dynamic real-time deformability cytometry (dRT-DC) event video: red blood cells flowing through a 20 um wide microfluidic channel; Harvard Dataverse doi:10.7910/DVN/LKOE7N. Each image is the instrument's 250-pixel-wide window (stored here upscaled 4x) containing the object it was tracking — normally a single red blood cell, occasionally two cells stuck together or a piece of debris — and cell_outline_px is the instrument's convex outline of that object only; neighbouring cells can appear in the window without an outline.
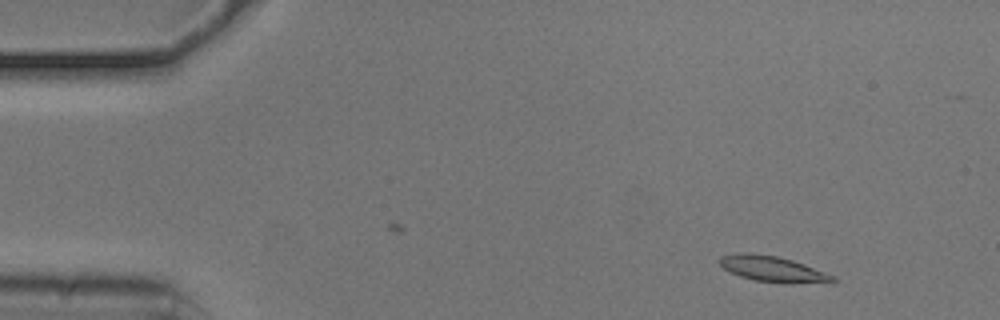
{"species": "common noctule bat (a hibernating species)", "species_latin": "Nyctalus noctula", "temperature_condition": "cold", "stored_images_in_passage": 41, "camera_frame_rate_fps": 3000, "um_per_image_px": 0.085, "animal": {"sex": "male", "body_mass_g": 20.5, "forearm_length_mm": 52.5}, "frame": {"image": 1, "passage_image": 4, "time_ms": 1.0, "image_size_px": [1000, 320], "cell_outline_px": [[836, 280], [792, 284], [756, 280], [740, 276], [724, 268], [720, 264], [720, 256], [740, 252], [752, 252], [776, 256], [792, 260], [804, 264], [832, 276]], "centroid_in_image_um": [65.59, 22.84], "position_along_channel_um": 19.4, "area_um2": 16.47}}
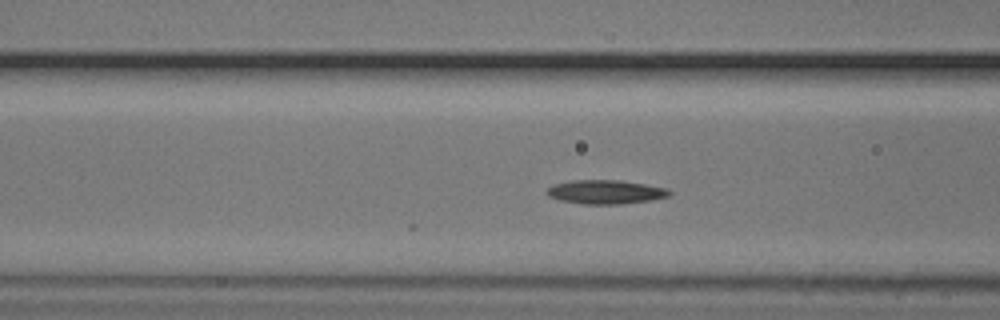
{"frame": {"image": 2, "passage_image": 19, "time_ms": 6.0, "image_size_px": [1000, 320], "cell_outline_px": [[672, 192], [668, 196], [652, 200], [620, 204], [584, 204], [560, 200], [548, 196], [544, 192], [552, 184], [572, 180], [620, 180], [668, 188]], "centroid_in_image_um": [51.45, 16.31], "position_along_channel_um": 115.2, "area_um2": 17.17}}
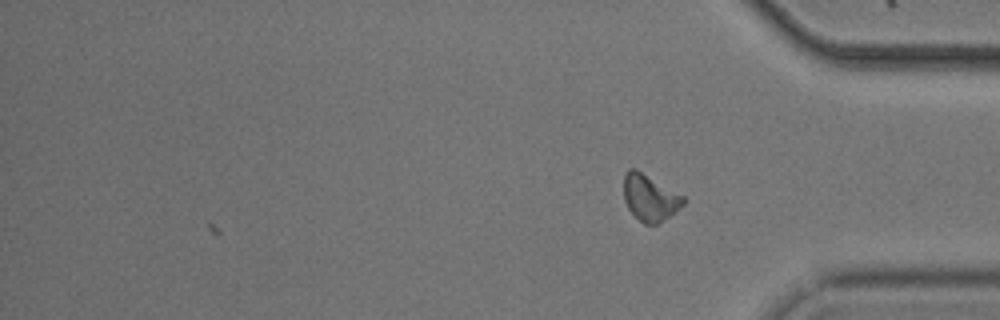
{"frame": {"image": 3, "passage_image": 41, "time_ms": 13.333, "image_size_px": [1000, 320], "cell_outline_px": [[684, 204], [668, 216], [656, 224], [644, 224], [628, 208], [624, 200], [624, 172], [628, 168], [636, 168], [684, 196]], "centroid_in_image_um": [55.21, 16.76], "position_along_channel_um": 380.0, "area_um2": 15.9}, "authors_computed_cell_mechanics": {"area_um2": 16.3574, "velocity_mm_per_s": 3.7037, "shape_relaxation_time_tau1_ms": null, "shape_relaxation_time_tau2_ms": 8.3728, "deformation_change_tau1": null, "deformation_change_tau2": 0.1437}}